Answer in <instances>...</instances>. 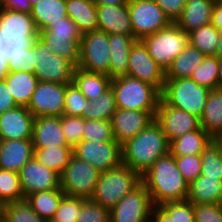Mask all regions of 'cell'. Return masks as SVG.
I'll return each instance as SVG.
<instances>
[{"instance_id": "obj_1", "label": "cell", "mask_w": 222, "mask_h": 222, "mask_svg": "<svg viewBox=\"0 0 222 222\" xmlns=\"http://www.w3.org/2000/svg\"><path fill=\"white\" fill-rule=\"evenodd\" d=\"M154 206L187 200L189 184L179 171L174 156L159 157L141 176Z\"/></svg>"}, {"instance_id": "obj_2", "label": "cell", "mask_w": 222, "mask_h": 222, "mask_svg": "<svg viewBox=\"0 0 222 222\" xmlns=\"http://www.w3.org/2000/svg\"><path fill=\"white\" fill-rule=\"evenodd\" d=\"M169 145L161 125L154 120L122 144V163L142 176L159 157L169 153Z\"/></svg>"}, {"instance_id": "obj_3", "label": "cell", "mask_w": 222, "mask_h": 222, "mask_svg": "<svg viewBox=\"0 0 222 222\" xmlns=\"http://www.w3.org/2000/svg\"><path fill=\"white\" fill-rule=\"evenodd\" d=\"M111 88L117 109L145 111L156 116L161 92L155 86L125 75L113 78Z\"/></svg>"}, {"instance_id": "obj_4", "label": "cell", "mask_w": 222, "mask_h": 222, "mask_svg": "<svg viewBox=\"0 0 222 222\" xmlns=\"http://www.w3.org/2000/svg\"><path fill=\"white\" fill-rule=\"evenodd\" d=\"M141 182V176L122 163L118 167L100 172L91 200L111 210Z\"/></svg>"}, {"instance_id": "obj_5", "label": "cell", "mask_w": 222, "mask_h": 222, "mask_svg": "<svg viewBox=\"0 0 222 222\" xmlns=\"http://www.w3.org/2000/svg\"><path fill=\"white\" fill-rule=\"evenodd\" d=\"M210 90L191 78L165 79L161 100L169 106L201 117Z\"/></svg>"}, {"instance_id": "obj_6", "label": "cell", "mask_w": 222, "mask_h": 222, "mask_svg": "<svg viewBox=\"0 0 222 222\" xmlns=\"http://www.w3.org/2000/svg\"><path fill=\"white\" fill-rule=\"evenodd\" d=\"M38 37L51 52L78 66L82 33L71 18L67 16L53 22L47 29L39 31Z\"/></svg>"}, {"instance_id": "obj_7", "label": "cell", "mask_w": 222, "mask_h": 222, "mask_svg": "<svg viewBox=\"0 0 222 222\" xmlns=\"http://www.w3.org/2000/svg\"><path fill=\"white\" fill-rule=\"evenodd\" d=\"M154 61L166 72L173 60L189 44L188 33L176 23L140 40Z\"/></svg>"}, {"instance_id": "obj_8", "label": "cell", "mask_w": 222, "mask_h": 222, "mask_svg": "<svg viewBox=\"0 0 222 222\" xmlns=\"http://www.w3.org/2000/svg\"><path fill=\"white\" fill-rule=\"evenodd\" d=\"M100 171L74 154L60 175V187L66 196L91 199Z\"/></svg>"}, {"instance_id": "obj_9", "label": "cell", "mask_w": 222, "mask_h": 222, "mask_svg": "<svg viewBox=\"0 0 222 222\" xmlns=\"http://www.w3.org/2000/svg\"><path fill=\"white\" fill-rule=\"evenodd\" d=\"M33 43L37 61L34 74L38 80L62 84L72 83L76 66L66 58L51 52L39 37H36Z\"/></svg>"}, {"instance_id": "obj_10", "label": "cell", "mask_w": 222, "mask_h": 222, "mask_svg": "<svg viewBox=\"0 0 222 222\" xmlns=\"http://www.w3.org/2000/svg\"><path fill=\"white\" fill-rule=\"evenodd\" d=\"M78 68L109 76L110 49L109 35L96 30L82 34Z\"/></svg>"}, {"instance_id": "obj_11", "label": "cell", "mask_w": 222, "mask_h": 222, "mask_svg": "<svg viewBox=\"0 0 222 222\" xmlns=\"http://www.w3.org/2000/svg\"><path fill=\"white\" fill-rule=\"evenodd\" d=\"M134 38L141 40L172 22L154 0H128Z\"/></svg>"}, {"instance_id": "obj_12", "label": "cell", "mask_w": 222, "mask_h": 222, "mask_svg": "<svg viewBox=\"0 0 222 222\" xmlns=\"http://www.w3.org/2000/svg\"><path fill=\"white\" fill-rule=\"evenodd\" d=\"M73 154L100 172L122 164V145L116 140L104 142L82 140L73 148Z\"/></svg>"}, {"instance_id": "obj_13", "label": "cell", "mask_w": 222, "mask_h": 222, "mask_svg": "<svg viewBox=\"0 0 222 222\" xmlns=\"http://www.w3.org/2000/svg\"><path fill=\"white\" fill-rule=\"evenodd\" d=\"M153 206L151 196L141 182L110 210V222H149Z\"/></svg>"}, {"instance_id": "obj_14", "label": "cell", "mask_w": 222, "mask_h": 222, "mask_svg": "<svg viewBox=\"0 0 222 222\" xmlns=\"http://www.w3.org/2000/svg\"><path fill=\"white\" fill-rule=\"evenodd\" d=\"M66 84L39 81L27 106L36 117L63 116Z\"/></svg>"}, {"instance_id": "obj_15", "label": "cell", "mask_w": 222, "mask_h": 222, "mask_svg": "<svg viewBox=\"0 0 222 222\" xmlns=\"http://www.w3.org/2000/svg\"><path fill=\"white\" fill-rule=\"evenodd\" d=\"M127 76L147 82L160 92L165 83V71L154 61L140 40L131 47Z\"/></svg>"}, {"instance_id": "obj_16", "label": "cell", "mask_w": 222, "mask_h": 222, "mask_svg": "<svg viewBox=\"0 0 222 222\" xmlns=\"http://www.w3.org/2000/svg\"><path fill=\"white\" fill-rule=\"evenodd\" d=\"M155 120L161 125L169 142L201 127L200 118L184 110L166 105L161 99Z\"/></svg>"}, {"instance_id": "obj_17", "label": "cell", "mask_w": 222, "mask_h": 222, "mask_svg": "<svg viewBox=\"0 0 222 222\" xmlns=\"http://www.w3.org/2000/svg\"><path fill=\"white\" fill-rule=\"evenodd\" d=\"M24 199L31 193L61 189L60 175L34 157L18 172Z\"/></svg>"}, {"instance_id": "obj_18", "label": "cell", "mask_w": 222, "mask_h": 222, "mask_svg": "<svg viewBox=\"0 0 222 222\" xmlns=\"http://www.w3.org/2000/svg\"><path fill=\"white\" fill-rule=\"evenodd\" d=\"M154 120L150 112L117 109L111 119L113 137L122 145Z\"/></svg>"}, {"instance_id": "obj_19", "label": "cell", "mask_w": 222, "mask_h": 222, "mask_svg": "<svg viewBox=\"0 0 222 222\" xmlns=\"http://www.w3.org/2000/svg\"><path fill=\"white\" fill-rule=\"evenodd\" d=\"M34 119L28 108L21 105L0 114V140L32 139Z\"/></svg>"}, {"instance_id": "obj_20", "label": "cell", "mask_w": 222, "mask_h": 222, "mask_svg": "<svg viewBox=\"0 0 222 222\" xmlns=\"http://www.w3.org/2000/svg\"><path fill=\"white\" fill-rule=\"evenodd\" d=\"M98 30L134 37L128 0L122 5H97Z\"/></svg>"}, {"instance_id": "obj_21", "label": "cell", "mask_w": 222, "mask_h": 222, "mask_svg": "<svg viewBox=\"0 0 222 222\" xmlns=\"http://www.w3.org/2000/svg\"><path fill=\"white\" fill-rule=\"evenodd\" d=\"M32 139L0 140V168L19 172L33 158Z\"/></svg>"}, {"instance_id": "obj_22", "label": "cell", "mask_w": 222, "mask_h": 222, "mask_svg": "<svg viewBox=\"0 0 222 222\" xmlns=\"http://www.w3.org/2000/svg\"><path fill=\"white\" fill-rule=\"evenodd\" d=\"M32 143L34 148L68 145L62 132L61 117H36L33 124Z\"/></svg>"}, {"instance_id": "obj_23", "label": "cell", "mask_w": 222, "mask_h": 222, "mask_svg": "<svg viewBox=\"0 0 222 222\" xmlns=\"http://www.w3.org/2000/svg\"><path fill=\"white\" fill-rule=\"evenodd\" d=\"M214 4L213 0H187L181 16L175 23L187 33L210 24Z\"/></svg>"}, {"instance_id": "obj_24", "label": "cell", "mask_w": 222, "mask_h": 222, "mask_svg": "<svg viewBox=\"0 0 222 222\" xmlns=\"http://www.w3.org/2000/svg\"><path fill=\"white\" fill-rule=\"evenodd\" d=\"M38 32L31 14L0 8V34L35 39Z\"/></svg>"}, {"instance_id": "obj_25", "label": "cell", "mask_w": 222, "mask_h": 222, "mask_svg": "<svg viewBox=\"0 0 222 222\" xmlns=\"http://www.w3.org/2000/svg\"><path fill=\"white\" fill-rule=\"evenodd\" d=\"M137 40L134 37L123 34L109 35L110 67L109 77L111 79L127 75L129 53L132 45Z\"/></svg>"}, {"instance_id": "obj_26", "label": "cell", "mask_w": 222, "mask_h": 222, "mask_svg": "<svg viewBox=\"0 0 222 222\" xmlns=\"http://www.w3.org/2000/svg\"><path fill=\"white\" fill-rule=\"evenodd\" d=\"M211 142L212 137L200 127L171 140L169 152L174 157L201 154Z\"/></svg>"}, {"instance_id": "obj_27", "label": "cell", "mask_w": 222, "mask_h": 222, "mask_svg": "<svg viewBox=\"0 0 222 222\" xmlns=\"http://www.w3.org/2000/svg\"><path fill=\"white\" fill-rule=\"evenodd\" d=\"M111 78L102 73H94L76 67L72 82L87 100L99 99L111 87Z\"/></svg>"}, {"instance_id": "obj_28", "label": "cell", "mask_w": 222, "mask_h": 222, "mask_svg": "<svg viewBox=\"0 0 222 222\" xmlns=\"http://www.w3.org/2000/svg\"><path fill=\"white\" fill-rule=\"evenodd\" d=\"M66 10L82 34L98 30L97 5L93 0H66Z\"/></svg>"}, {"instance_id": "obj_29", "label": "cell", "mask_w": 222, "mask_h": 222, "mask_svg": "<svg viewBox=\"0 0 222 222\" xmlns=\"http://www.w3.org/2000/svg\"><path fill=\"white\" fill-rule=\"evenodd\" d=\"M222 198V181L200 175L189 184L187 200L193 204H219Z\"/></svg>"}, {"instance_id": "obj_30", "label": "cell", "mask_w": 222, "mask_h": 222, "mask_svg": "<svg viewBox=\"0 0 222 222\" xmlns=\"http://www.w3.org/2000/svg\"><path fill=\"white\" fill-rule=\"evenodd\" d=\"M4 80L15 103L27 107L39 82L36 75L25 71L9 72Z\"/></svg>"}, {"instance_id": "obj_31", "label": "cell", "mask_w": 222, "mask_h": 222, "mask_svg": "<svg viewBox=\"0 0 222 222\" xmlns=\"http://www.w3.org/2000/svg\"><path fill=\"white\" fill-rule=\"evenodd\" d=\"M204 57L202 52L188 44L166 70L165 79L190 78Z\"/></svg>"}, {"instance_id": "obj_32", "label": "cell", "mask_w": 222, "mask_h": 222, "mask_svg": "<svg viewBox=\"0 0 222 222\" xmlns=\"http://www.w3.org/2000/svg\"><path fill=\"white\" fill-rule=\"evenodd\" d=\"M66 0H42L32 7L31 17L38 31L67 17Z\"/></svg>"}, {"instance_id": "obj_33", "label": "cell", "mask_w": 222, "mask_h": 222, "mask_svg": "<svg viewBox=\"0 0 222 222\" xmlns=\"http://www.w3.org/2000/svg\"><path fill=\"white\" fill-rule=\"evenodd\" d=\"M200 125L211 137L222 132V89L210 90Z\"/></svg>"}, {"instance_id": "obj_34", "label": "cell", "mask_w": 222, "mask_h": 222, "mask_svg": "<svg viewBox=\"0 0 222 222\" xmlns=\"http://www.w3.org/2000/svg\"><path fill=\"white\" fill-rule=\"evenodd\" d=\"M64 196L61 189H54L31 193L25 199L41 218L51 221Z\"/></svg>"}, {"instance_id": "obj_35", "label": "cell", "mask_w": 222, "mask_h": 222, "mask_svg": "<svg viewBox=\"0 0 222 222\" xmlns=\"http://www.w3.org/2000/svg\"><path fill=\"white\" fill-rule=\"evenodd\" d=\"M73 148L68 145L58 147L34 148L33 157L45 167L54 170L59 175L68 166Z\"/></svg>"}, {"instance_id": "obj_36", "label": "cell", "mask_w": 222, "mask_h": 222, "mask_svg": "<svg viewBox=\"0 0 222 222\" xmlns=\"http://www.w3.org/2000/svg\"><path fill=\"white\" fill-rule=\"evenodd\" d=\"M219 37L220 32L211 23L188 33L189 44L202 52L205 56L215 55Z\"/></svg>"}, {"instance_id": "obj_37", "label": "cell", "mask_w": 222, "mask_h": 222, "mask_svg": "<svg viewBox=\"0 0 222 222\" xmlns=\"http://www.w3.org/2000/svg\"><path fill=\"white\" fill-rule=\"evenodd\" d=\"M117 110L115 94L110 87L99 99L87 101L86 111H83L82 117L91 120H109Z\"/></svg>"}, {"instance_id": "obj_38", "label": "cell", "mask_w": 222, "mask_h": 222, "mask_svg": "<svg viewBox=\"0 0 222 222\" xmlns=\"http://www.w3.org/2000/svg\"><path fill=\"white\" fill-rule=\"evenodd\" d=\"M219 66L220 60L215 55L205 56L190 78L209 90L217 89Z\"/></svg>"}, {"instance_id": "obj_39", "label": "cell", "mask_w": 222, "mask_h": 222, "mask_svg": "<svg viewBox=\"0 0 222 222\" xmlns=\"http://www.w3.org/2000/svg\"><path fill=\"white\" fill-rule=\"evenodd\" d=\"M24 200L19 174L0 168V203L18 202Z\"/></svg>"}, {"instance_id": "obj_40", "label": "cell", "mask_w": 222, "mask_h": 222, "mask_svg": "<svg viewBox=\"0 0 222 222\" xmlns=\"http://www.w3.org/2000/svg\"><path fill=\"white\" fill-rule=\"evenodd\" d=\"M2 222H48L33 211L26 199L3 205Z\"/></svg>"}, {"instance_id": "obj_41", "label": "cell", "mask_w": 222, "mask_h": 222, "mask_svg": "<svg viewBox=\"0 0 222 222\" xmlns=\"http://www.w3.org/2000/svg\"><path fill=\"white\" fill-rule=\"evenodd\" d=\"M200 156L202 160L200 175L222 181V157L214 143L211 142Z\"/></svg>"}, {"instance_id": "obj_42", "label": "cell", "mask_w": 222, "mask_h": 222, "mask_svg": "<svg viewBox=\"0 0 222 222\" xmlns=\"http://www.w3.org/2000/svg\"><path fill=\"white\" fill-rule=\"evenodd\" d=\"M83 140L97 142L115 140L112 133L111 121L85 119Z\"/></svg>"}, {"instance_id": "obj_43", "label": "cell", "mask_w": 222, "mask_h": 222, "mask_svg": "<svg viewBox=\"0 0 222 222\" xmlns=\"http://www.w3.org/2000/svg\"><path fill=\"white\" fill-rule=\"evenodd\" d=\"M87 101L73 82L66 84L63 115L82 117L83 111H86Z\"/></svg>"}, {"instance_id": "obj_44", "label": "cell", "mask_w": 222, "mask_h": 222, "mask_svg": "<svg viewBox=\"0 0 222 222\" xmlns=\"http://www.w3.org/2000/svg\"><path fill=\"white\" fill-rule=\"evenodd\" d=\"M85 198L64 196L59 204L58 209L52 222H75L76 217L80 215L82 204Z\"/></svg>"}, {"instance_id": "obj_45", "label": "cell", "mask_w": 222, "mask_h": 222, "mask_svg": "<svg viewBox=\"0 0 222 222\" xmlns=\"http://www.w3.org/2000/svg\"><path fill=\"white\" fill-rule=\"evenodd\" d=\"M61 127L68 146L74 148L83 140L85 118L63 115L61 116Z\"/></svg>"}, {"instance_id": "obj_46", "label": "cell", "mask_w": 222, "mask_h": 222, "mask_svg": "<svg viewBox=\"0 0 222 222\" xmlns=\"http://www.w3.org/2000/svg\"><path fill=\"white\" fill-rule=\"evenodd\" d=\"M10 72L25 71L34 74L37 65L34 54V43L25 46L17 55L8 60Z\"/></svg>"}, {"instance_id": "obj_47", "label": "cell", "mask_w": 222, "mask_h": 222, "mask_svg": "<svg viewBox=\"0 0 222 222\" xmlns=\"http://www.w3.org/2000/svg\"><path fill=\"white\" fill-rule=\"evenodd\" d=\"M75 222H110V210L91 199H86L82 204L80 215Z\"/></svg>"}, {"instance_id": "obj_48", "label": "cell", "mask_w": 222, "mask_h": 222, "mask_svg": "<svg viewBox=\"0 0 222 222\" xmlns=\"http://www.w3.org/2000/svg\"><path fill=\"white\" fill-rule=\"evenodd\" d=\"M175 222H195L193 203L188 200L159 205Z\"/></svg>"}, {"instance_id": "obj_49", "label": "cell", "mask_w": 222, "mask_h": 222, "mask_svg": "<svg viewBox=\"0 0 222 222\" xmlns=\"http://www.w3.org/2000/svg\"><path fill=\"white\" fill-rule=\"evenodd\" d=\"M179 171L188 184L196 180L201 174L202 160L200 154L174 157Z\"/></svg>"}, {"instance_id": "obj_50", "label": "cell", "mask_w": 222, "mask_h": 222, "mask_svg": "<svg viewBox=\"0 0 222 222\" xmlns=\"http://www.w3.org/2000/svg\"><path fill=\"white\" fill-rule=\"evenodd\" d=\"M33 41L34 39H22L21 36L0 34V53L9 60Z\"/></svg>"}, {"instance_id": "obj_51", "label": "cell", "mask_w": 222, "mask_h": 222, "mask_svg": "<svg viewBox=\"0 0 222 222\" xmlns=\"http://www.w3.org/2000/svg\"><path fill=\"white\" fill-rule=\"evenodd\" d=\"M195 222H222L219 204H193Z\"/></svg>"}, {"instance_id": "obj_52", "label": "cell", "mask_w": 222, "mask_h": 222, "mask_svg": "<svg viewBox=\"0 0 222 222\" xmlns=\"http://www.w3.org/2000/svg\"><path fill=\"white\" fill-rule=\"evenodd\" d=\"M158 6L164 11L165 15L171 22L175 21L181 16L187 0H154Z\"/></svg>"}, {"instance_id": "obj_53", "label": "cell", "mask_w": 222, "mask_h": 222, "mask_svg": "<svg viewBox=\"0 0 222 222\" xmlns=\"http://www.w3.org/2000/svg\"><path fill=\"white\" fill-rule=\"evenodd\" d=\"M17 106L5 80H0V114Z\"/></svg>"}, {"instance_id": "obj_54", "label": "cell", "mask_w": 222, "mask_h": 222, "mask_svg": "<svg viewBox=\"0 0 222 222\" xmlns=\"http://www.w3.org/2000/svg\"><path fill=\"white\" fill-rule=\"evenodd\" d=\"M1 9L31 14L32 5L28 0H3Z\"/></svg>"}, {"instance_id": "obj_55", "label": "cell", "mask_w": 222, "mask_h": 222, "mask_svg": "<svg viewBox=\"0 0 222 222\" xmlns=\"http://www.w3.org/2000/svg\"><path fill=\"white\" fill-rule=\"evenodd\" d=\"M149 222H175L160 206H153Z\"/></svg>"}, {"instance_id": "obj_56", "label": "cell", "mask_w": 222, "mask_h": 222, "mask_svg": "<svg viewBox=\"0 0 222 222\" xmlns=\"http://www.w3.org/2000/svg\"><path fill=\"white\" fill-rule=\"evenodd\" d=\"M210 23L213 24L220 33H222V5L220 3L214 4Z\"/></svg>"}, {"instance_id": "obj_57", "label": "cell", "mask_w": 222, "mask_h": 222, "mask_svg": "<svg viewBox=\"0 0 222 222\" xmlns=\"http://www.w3.org/2000/svg\"><path fill=\"white\" fill-rule=\"evenodd\" d=\"M9 72L8 60L5 58L4 54L0 53V80H4Z\"/></svg>"}, {"instance_id": "obj_58", "label": "cell", "mask_w": 222, "mask_h": 222, "mask_svg": "<svg viewBox=\"0 0 222 222\" xmlns=\"http://www.w3.org/2000/svg\"><path fill=\"white\" fill-rule=\"evenodd\" d=\"M96 5H122L127 2V0H93Z\"/></svg>"}, {"instance_id": "obj_59", "label": "cell", "mask_w": 222, "mask_h": 222, "mask_svg": "<svg viewBox=\"0 0 222 222\" xmlns=\"http://www.w3.org/2000/svg\"><path fill=\"white\" fill-rule=\"evenodd\" d=\"M212 142L218 148L220 156L222 157V132H219L218 134L214 135L212 137Z\"/></svg>"}, {"instance_id": "obj_60", "label": "cell", "mask_w": 222, "mask_h": 222, "mask_svg": "<svg viewBox=\"0 0 222 222\" xmlns=\"http://www.w3.org/2000/svg\"><path fill=\"white\" fill-rule=\"evenodd\" d=\"M215 56H216L220 61H222V33H220L219 42H218V47H217Z\"/></svg>"}, {"instance_id": "obj_61", "label": "cell", "mask_w": 222, "mask_h": 222, "mask_svg": "<svg viewBox=\"0 0 222 222\" xmlns=\"http://www.w3.org/2000/svg\"><path fill=\"white\" fill-rule=\"evenodd\" d=\"M217 89H222V61H220V66L218 71Z\"/></svg>"}, {"instance_id": "obj_62", "label": "cell", "mask_w": 222, "mask_h": 222, "mask_svg": "<svg viewBox=\"0 0 222 222\" xmlns=\"http://www.w3.org/2000/svg\"><path fill=\"white\" fill-rule=\"evenodd\" d=\"M30 2V4L32 5V7L38 3H40L42 0H28Z\"/></svg>"}, {"instance_id": "obj_63", "label": "cell", "mask_w": 222, "mask_h": 222, "mask_svg": "<svg viewBox=\"0 0 222 222\" xmlns=\"http://www.w3.org/2000/svg\"><path fill=\"white\" fill-rule=\"evenodd\" d=\"M3 205L0 203V222H2Z\"/></svg>"}, {"instance_id": "obj_64", "label": "cell", "mask_w": 222, "mask_h": 222, "mask_svg": "<svg viewBox=\"0 0 222 222\" xmlns=\"http://www.w3.org/2000/svg\"><path fill=\"white\" fill-rule=\"evenodd\" d=\"M215 3H219L221 2L222 0H213Z\"/></svg>"}, {"instance_id": "obj_65", "label": "cell", "mask_w": 222, "mask_h": 222, "mask_svg": "<svg viewBox=\"0 0 222 222\" xmlns=\"http://www.w3.org/2000/svg\"><path fill=\"white\" fill-rule=\"evenodd\" d=\"M2 3H3V0H0V8H1V6H2Z\"/></svg>"}, {"instance_id": "obj_66", "label": "cell", "mask_w": 222, "mask_h": 222, "mask_svg": "<svg viewBox=\"0 0 222 222\" xmlns=\"http://www.w3.org/2000/svg\"><path fill=\"white\" fill-rule=\"evenodd\" d=\"M219 205L222 207V198H221V200H220V203H219Z\"/></svg>"}]
</instances>
